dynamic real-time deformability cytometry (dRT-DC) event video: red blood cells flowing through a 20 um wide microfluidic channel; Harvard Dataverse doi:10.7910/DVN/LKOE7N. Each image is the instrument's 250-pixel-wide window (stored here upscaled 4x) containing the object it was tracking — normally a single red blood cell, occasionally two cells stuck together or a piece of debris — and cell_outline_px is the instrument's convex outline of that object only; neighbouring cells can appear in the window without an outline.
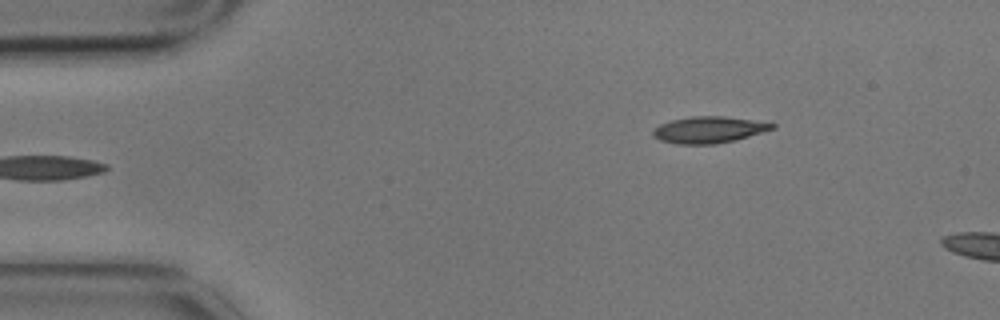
{"species": "common noctule bat (a hibernating species)", "species_latin": "Nyctalus noctula", "temperature_condition": "cold", "stored_images_in_passage": 2, "camera_frame_rate_fps": 3000, "um_per_image_px": 0.085, "animal": {"sex": "male", "body_mass_g": 17.9}, "frame": {"image": 1, "passage_image": 2, "time_ms": 0.333, "image_size_px": [1000, 320], "cell_outline_px": [[776, 128], [736, 140], [716, 144], [676, 144], [660, 140], [652, 136], [652, 132], [660, 124], [672, 120], [692, 116], [724, 116], [772, 120], [776, 124]], "centroid_in_image_um": [60.38, 11.01], "position_along_channel_um": 24.6, "area_um2": 18.96}}